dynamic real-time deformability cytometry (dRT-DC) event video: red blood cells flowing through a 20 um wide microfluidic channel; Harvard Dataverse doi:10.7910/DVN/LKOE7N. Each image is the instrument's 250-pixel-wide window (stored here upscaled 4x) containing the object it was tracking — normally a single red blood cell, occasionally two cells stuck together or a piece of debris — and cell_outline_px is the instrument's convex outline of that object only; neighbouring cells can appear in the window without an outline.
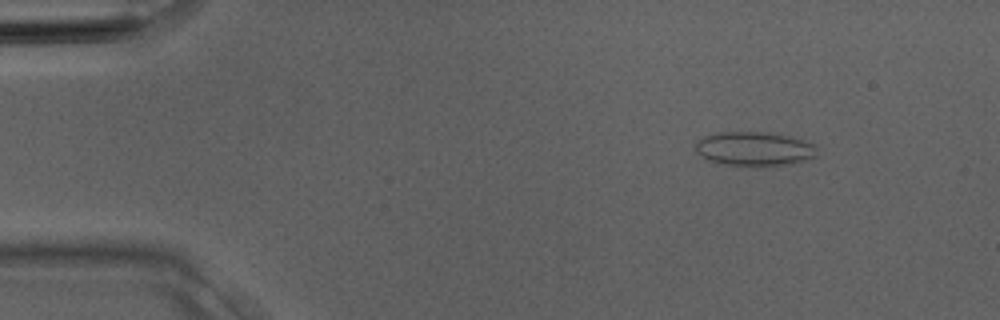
{"species": "Egyptian fruit bat (a non-hibernating species)", "species_latin": "Rousettus aegyptiacus", "temperature_condition": "room temperature", "stored_images_in_passage": 4, "camera_frame_rate_fps": 3000, "um_per_image_px": 0.085, "animal": {"sex": "male"}, "frame": {"image": 1, "passage_image": 2, "time_ms": 0.333, "image_size_px": [1000, 320], "cell_outline_px": [[816, 156], [788, 164], [724, 164], [704, 160], [696, 152], [696, 140], [704, 136], [720, 132], [760, 132], [788, 136], [816, 144]], "centroid_in_image_um": [64.05, 12.62], "position_along_channel_um": 21.0, "area_um2": 23.58}}